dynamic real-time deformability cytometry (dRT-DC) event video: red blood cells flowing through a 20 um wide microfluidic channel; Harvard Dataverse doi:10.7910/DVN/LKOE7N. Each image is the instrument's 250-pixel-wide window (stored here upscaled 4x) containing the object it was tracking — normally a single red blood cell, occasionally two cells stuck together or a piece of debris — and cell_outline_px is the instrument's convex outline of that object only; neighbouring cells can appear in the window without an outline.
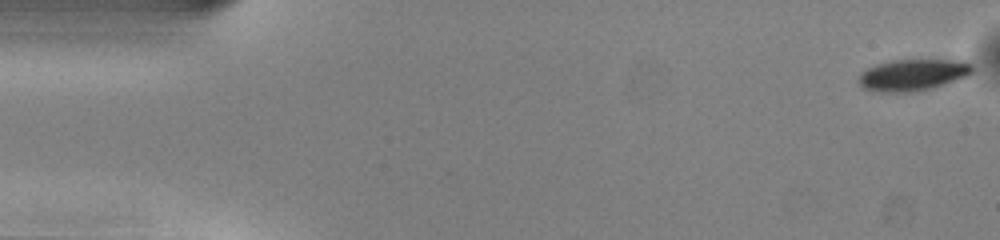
{"species": "common noctule bat (a hibernating species)", "species_latin": "Nyctalus noctula", "temperature_condition": "warm", "stored_images_in_passage": 50, "camera_frame_rate_fps": 3000, "um_per_image_px": 0.085, "animal": {"sex": "male", "body_mass_g": 13.0, "forearm_length_mm": 53.1}, "frame": {"image": 1, "passage_image": 1, "time_ms": 0.0, "image_size_px": [1000, 240], "cell_outline_px": [[972, 72], [968, 76], [932, 88], [912, 92], [872, 92], [864, 88], [860, 84], [860, 72], [876, 64], [892, 60], [964, 60], [972, 64]], "centroid_in_image_um": [77.59, 6.37], "position_along_channel_um": 7.4, "area_um2": 20.92}}
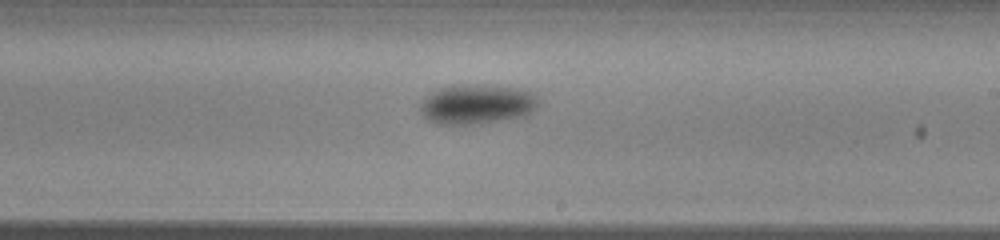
{"frame": {"image": 2, "passage_image": 29, "time_ms": 9.333, "image_size_px": [1000, 240], "cell_outline_px": [[540, 104], [532, 112], [520, 116], [496, 120], [468, 124], [436, 124], [428, 120], [424, 116], [420, 108], [420, 104], [432, 92], [440, 88], [476, 84], [516, 88], [532, 92], [540, 100]], "centroid_in_image_um": [40.56, 8.85], "position_along_channel_um": 248.4, "area_um2": 26.76}}
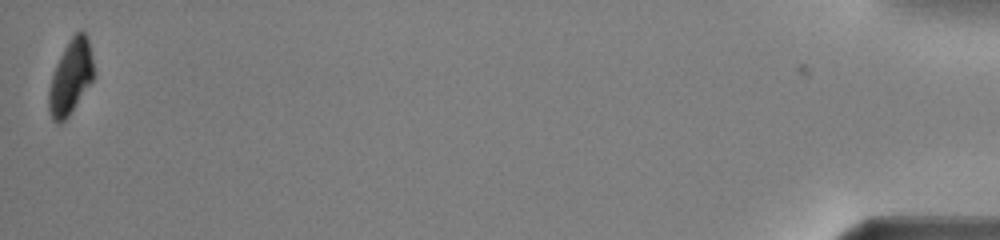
{"frame": {"image": 3, "passage_image": 50, "time_ms": 16.333, "image_size_px": [1000, 240], "cell_outline_px": [[92, 80], [68, 116], [60, 124], [56, 124], [52, 120], [48, 108], [48, 92], [52, 76], [56, 64], [68, 40], [80, 28], [88, 36], [92, 56]], "centroid_in_image_um": [5.98, 6.53], "position_along_channel_um": 429.2, "area_um2": 19.25}, "authors_computed_cell_mechanics": {"area_um2": 23.6113, "velocity_mm_per_s": 4.0532, "shape_relaxation_time_tau1_ms": 2.1668, "shape_relaxation_time_tau2_ms": null, "deformation_change_tau1": 0.1004, "deformation_change_tau2": null}}